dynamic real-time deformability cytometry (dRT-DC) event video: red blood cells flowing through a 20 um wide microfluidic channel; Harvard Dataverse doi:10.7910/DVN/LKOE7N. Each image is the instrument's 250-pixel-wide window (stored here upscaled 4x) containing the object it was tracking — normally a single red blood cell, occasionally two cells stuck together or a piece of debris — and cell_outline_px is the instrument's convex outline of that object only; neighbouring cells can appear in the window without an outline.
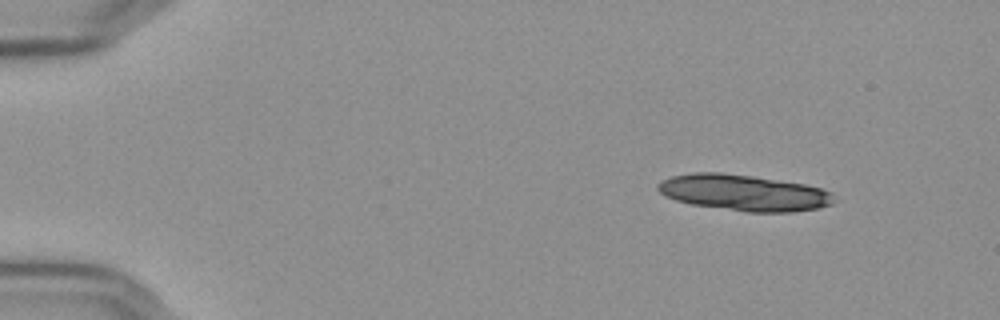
{"species": "Egyptian fruit bat (a non-hibernating species)", "species_latin": "Rousettus aegyptiacus", "temperature_condition": "cold", "stored_images_in_passage": 12, "camera_frame_rate_fps": 3000, "um_per_image_px": 0.085, "frame": {"image": 1, "passage_image": 1, "time_ms": 0.0, "image_size_px": [1000, 320], "cell_outline_px": [[836, 200], [832, 204], [820, 208], [792, 212], [748, 212], [692, 204], [676, 200], [664, 196], [656, 188], [656, 184], [660, 180], [672, 176], [692, 172], [720, 172], [752, 176], [804, 184], [820, 188], [832, 192]], "centroid_in_image_um": [63.21, 16.38], "position_along_channel_um": 21.8, "area_um2": 37.22}}